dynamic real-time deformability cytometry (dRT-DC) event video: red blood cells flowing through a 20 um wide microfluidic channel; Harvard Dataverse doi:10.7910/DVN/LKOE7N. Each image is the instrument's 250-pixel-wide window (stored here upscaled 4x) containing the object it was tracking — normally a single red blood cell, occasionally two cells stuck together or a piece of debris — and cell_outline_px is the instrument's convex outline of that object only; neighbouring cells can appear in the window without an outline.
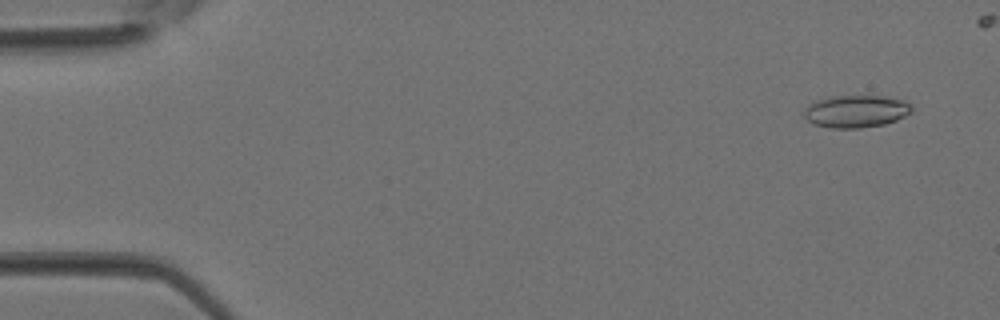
{"species": "Egyptian fruit bat (a non-hibernating species)", "species_latin": "Rousettus aegyptiacus", "temperature_condition": "room temperature", "stored_images_in_passage": 2, "camera_frame_rate_fps": 3000, "um_per_image_px": 0.085, "animal": {"sex": "female"}, "frame": {"image": 1, "passage_image": 2, "time_ms": 0.333, "image_size_px": [1000, 320], "cell_outline_px": [[912, 112], [896, 120], [884, 124], [860, 128], [832, 128], [812, 124], [804, 116], [804, 112], [808, 104], [816, 100], [832, 96], [884, 96], [904, 100], [912, 108]], "centroid_in_image_um": [72.74, 9.46], "position_along_channel_um": 12.3, "area_um2": 20.29}}